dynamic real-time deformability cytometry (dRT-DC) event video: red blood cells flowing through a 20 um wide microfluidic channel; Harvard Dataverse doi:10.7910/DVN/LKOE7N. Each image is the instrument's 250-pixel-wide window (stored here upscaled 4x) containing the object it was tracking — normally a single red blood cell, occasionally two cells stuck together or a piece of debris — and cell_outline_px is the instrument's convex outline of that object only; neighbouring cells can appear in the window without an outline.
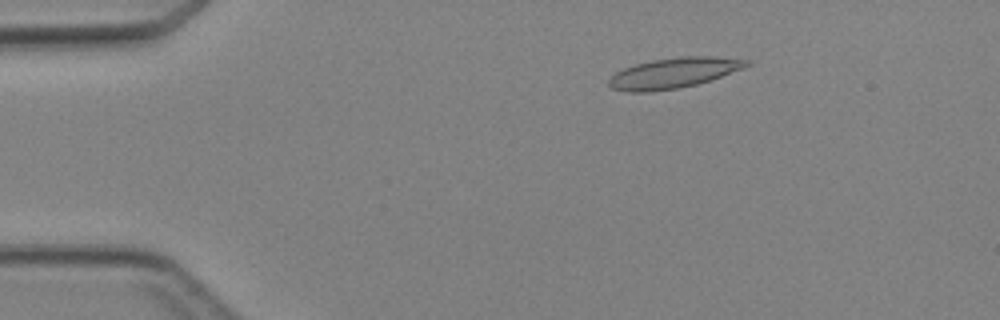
{"species": "Egyptian fruit bat (a non-hibernating species)", "species_latin": "Rousettus aegyptiacus", "temperature_condition": "cold", "stored_images_in_passage": 5, "camera_frame_rate_fps": 3000, "um_per_image_px": 0.085, "animal": {"sex": "female"}, "frame": {"image": 1, "passage_image": 3, "time_ms": 2.333, "image_size_px": [1000, 320], "cell_outline_px": [[752, 64], [744, 68], [696, 84], [680, 88], [648, 92], [628, 92], [612, 88], [608, 84], [608, 80], [616, 72], [624, 68], [636, 64], [652, 60], [680, 56], [712, 56], [752, 60]], "centroid_in_image_um": [57.27, 6.19], "position_along_channel_um": 27.7, "area_um2": 24.33}}
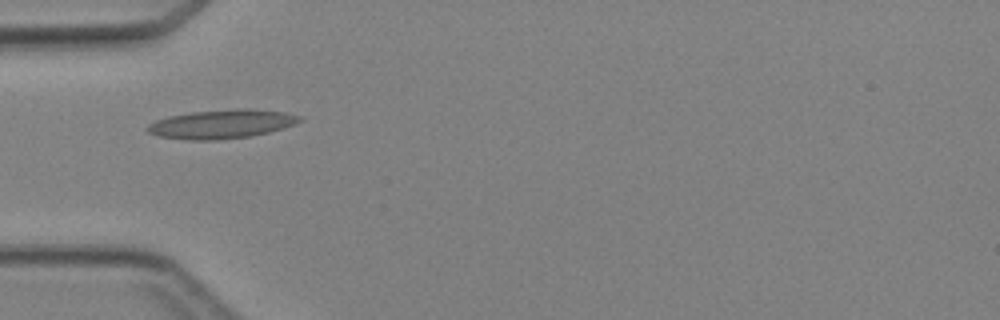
{"frame": {"image": 2, "passage_image": 5, "time_ms": 4.667, "image_size_px": [1000, 320], "cell_outline_px": [[304, 120], [296, 124], [284, 128], [252, 136], [216, 140], [188, 140], [156, 136], [148, 132], [144, 128], [148, 124], [156, 120], [168, 116], [192, 112], [240, 108], [248, 108], [284, 112], [300, 116]], "centroid_in_image_um": [18.83, 10.55], "position_along_channel_um": 66.2, "area_um2": 25.84}}